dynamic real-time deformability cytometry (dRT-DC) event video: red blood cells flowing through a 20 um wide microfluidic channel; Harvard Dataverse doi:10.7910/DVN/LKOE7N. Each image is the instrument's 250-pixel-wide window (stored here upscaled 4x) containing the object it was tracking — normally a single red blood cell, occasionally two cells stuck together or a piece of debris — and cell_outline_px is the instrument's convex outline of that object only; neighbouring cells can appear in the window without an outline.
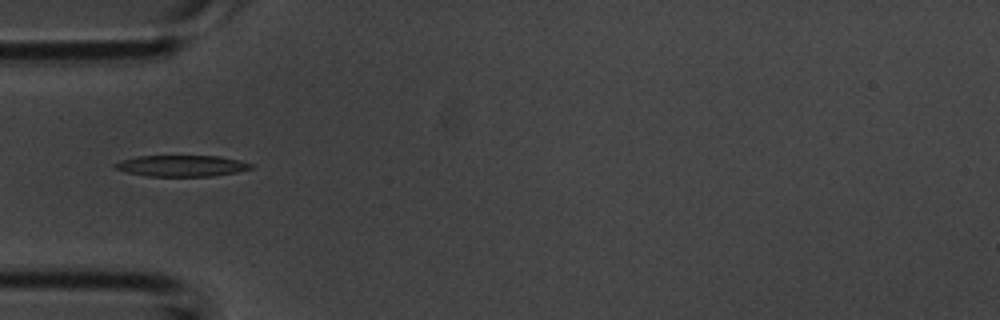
{"species": "common noctule bat (a hibernating species)", "species_latin": "Nyctalus noctula", "temperature_condition": "room temperature", "stored_images_in_passage": 26, "camera_frame_rate_fps": 3000, "um_per_image_px": 0.085, "animal": {"sex": "male", "body_mass_g": 20.1, "forearm_length_mm": 53.5}, "frame": {"image": 1, "passage_image": 12, "time_ms": 3.667, "image_size_px": [1000, 320], "cell_outline_px": [[252, 168], [236, 172], [212, 176], [148, 176], [128, 172], [116, 168], [112, 164], [120, 160], [136, 156], [220, 156], [240, 160], [252, 164]], "centroid_in_image_um": [15.43, 14.09], "position_along_channel_um": 69.6, "area_um2": 16.7}}
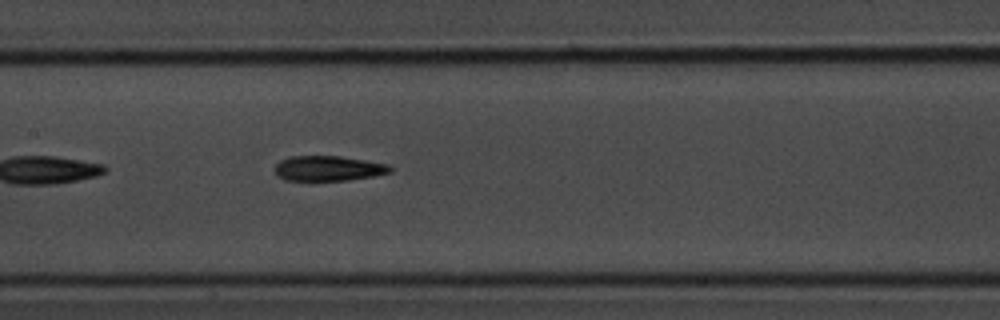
{"frame": {"image": 2, "passage_image": 19, "time_ms": 6.0, "image_size_px": [1000, 320], "cell_outline_px": [[392, 172], [372, 176], [348, 180], [284, 180], [276, 176], [276, 164], [280, 160], [292, 156], [340, 156], [388, 164], [392, 168]], "centroid_in_image_um": [27.9, 14.31], "position_along_channel_um": 179.5, "area_um2": 16.76}}
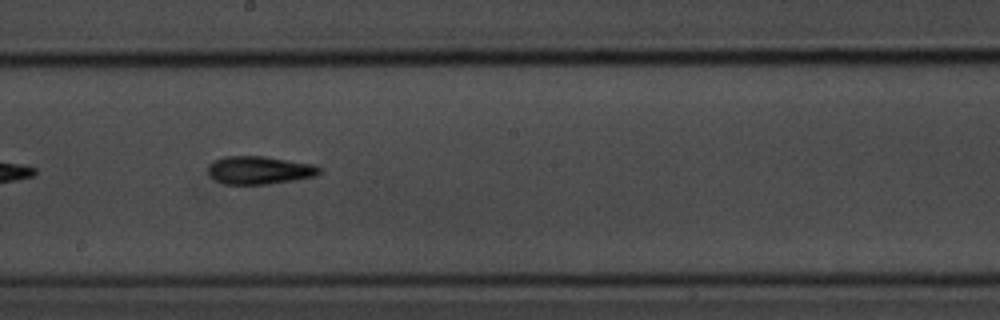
{"frame": {"image": 3, "passage_image": 22, "time_ms": 7.0, "image_size_px": [1000, 320], "cell_outline_px": [[324, 172], [316, 176], [296, 180], [268, 184], [224, 184], [216, 180], [208, 172], [208, 164], [224, 156], [264, 156], [316, 164], [324, 168]], "centroid_in_image_um": [22.15, 14.46], "position_along_channel_um": 226.1, "area_um2": 18.5}}